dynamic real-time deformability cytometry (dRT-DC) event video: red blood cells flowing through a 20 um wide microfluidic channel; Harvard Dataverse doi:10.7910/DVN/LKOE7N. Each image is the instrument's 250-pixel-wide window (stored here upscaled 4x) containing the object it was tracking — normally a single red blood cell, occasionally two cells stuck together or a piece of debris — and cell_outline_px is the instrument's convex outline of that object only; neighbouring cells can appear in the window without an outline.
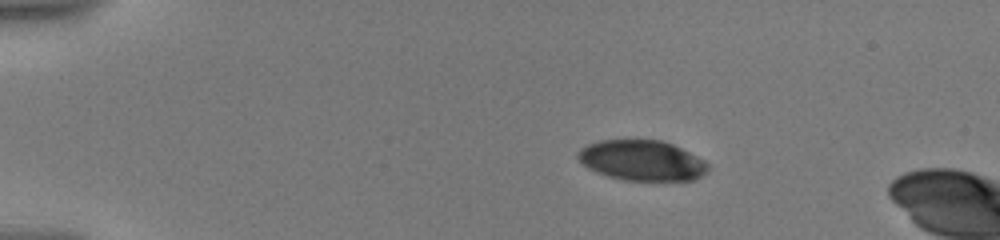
{"species": "human", "species_latin": "Homo sapiens", "temperature_condition": "warm", "stored_images_in_passage": 25, "camera_frame_rate_fps": 3000, "um_per_image_px": 0.085, "donor": {"sex": "male"}, "frame": {"image": 1, "passage_image": 15, "time_ms": 3.333, "image_size_px": [1000, 240], "cell_outline_px": [[708, 172], [692, 180], [624, 180], [608, 176], [596, 172], [588, 168], [576, 156], [576, 152], [580, 148], [588, 144], [600, 140], [660, 140], [672, 144], [704, 160], [708, 164]], "centroid_in_image_um": [54.54, 13.63], "position_along_channel_um": 30.5, "area_um2": 30.4}}